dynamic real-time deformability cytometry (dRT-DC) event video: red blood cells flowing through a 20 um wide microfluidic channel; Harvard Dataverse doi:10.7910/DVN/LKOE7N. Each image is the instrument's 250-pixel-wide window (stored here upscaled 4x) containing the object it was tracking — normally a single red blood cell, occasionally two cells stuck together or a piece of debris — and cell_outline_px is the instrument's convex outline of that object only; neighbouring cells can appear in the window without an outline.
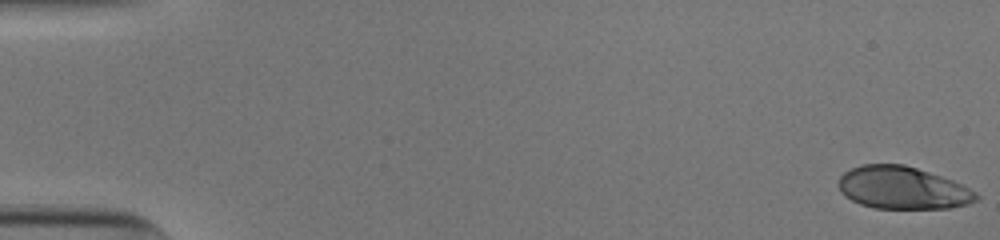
{"species": "human", "species_latin": "Homo sapiens", "temperature_condition": "cold", "stored_images_in_passage": 53, "camera_frame_rate_fps": 3000, "um_per_image_px": 0.085, "donor": {"sex": "male"}, "frame": {"image": 1, "passage_image": 1, "time_ms": 0.0, "image_size_px": [1000, 240], "cell_outline_px": [[980, 200], [968, 204], [948, 208], [876, 208], [860, 204], [844, 196], [840, 192], [836, 184], [840, 176], [844, 172], [860, 164], [904, 164], [952, 180], [976, 192], [980, 196]], "centroid_in_image_um": [76.69, 15.97], "position_along_channel_um": 8.3, "area_um2": 34.16}}
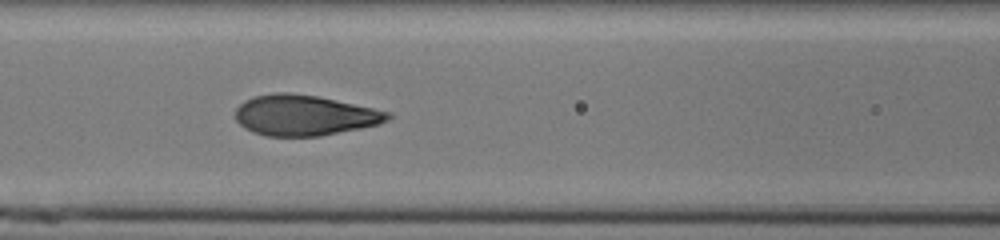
{"frame": {"image": 2, "passage_image": 24, "time_ms": 7.667, "image_size_px": [1000, 240], "cell_outline_px": [[392, 116], [388, 120], [380, 124], [320, 136], [264, 136], [252, 132], [244, 128], [236, 120], [236, 108], [244, 100], [252, 96], [276, 92], [288, 92], [316, 96], [392, 112]], "centroid_in_image_um": [25.86, 9.8], "position_along_channel_um": 140.7, "area_um2": 36.07}}
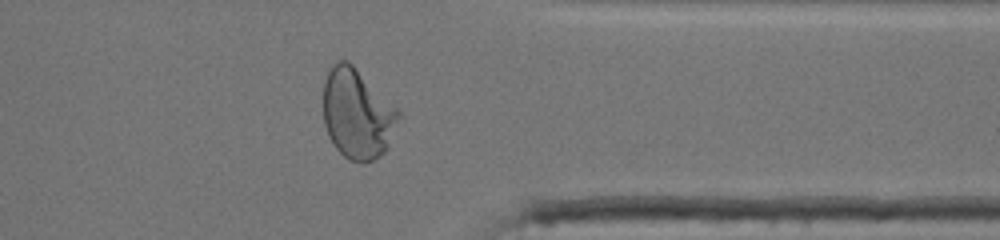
{"frame": {"image": 3, "passage_image": 43, "time_ms": 14.0, "image_size_px": [1000, 240], "cell_outline_px": [[400, 116], [388, 148], [380, 156], [364, 164], [360, 164], [348, 160], [336, 148], [328, 136], [324, 124], [324, 80], [332, 64], [336, 60], [348, 60], [400, 108]], "centroid_in_image_um": [30.39, 9.67], "position_along_channel_um": 381.0, "area_um2": 40.11}, "authors_computed_cell_mechanics": {"area_um2": 36.1828, "velocity_mm_per_s": 3.9086, "shape_relaxation_time_tau1_ms": 4.8523, "shape_relaxation_time_tau2_ms": null, "deformation_change_tau1": 0.2317, "deformation_change_tau2": null}}